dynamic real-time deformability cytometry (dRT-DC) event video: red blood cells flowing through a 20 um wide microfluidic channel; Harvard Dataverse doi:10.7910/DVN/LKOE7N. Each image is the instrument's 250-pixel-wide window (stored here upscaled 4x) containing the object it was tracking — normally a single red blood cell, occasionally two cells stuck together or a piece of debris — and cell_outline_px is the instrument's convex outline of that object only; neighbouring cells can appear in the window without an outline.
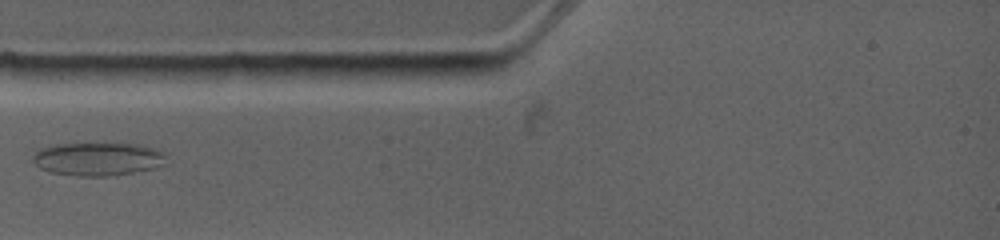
{"species": "common noctule bat (a hibernating species)", "species_latin": "Nyctalus noctula", "temperature_condition": "warm", "stored_images_in_passage": 6, "camera_frame_rate_fps": 4500, "um_per_image_px": 0.085, "animal": {"sex": "female", "body_mass_g": 19.0, "forearm_length_mm": 53.3}, "frame": {"image": 1, "passage_image": 4, "time_ms": 2.889, "image_size_px": [1000, 240], "cell_outline_px": [[164, 164], [152, 168], [132, 172], [108, 176], [76, 176], [52, 172], [40, 168], [32, 160], [32, 148], [56, 144], [136, 144], [156, 148], [164, 152]], "centroid_in_image_um": [8.22, 13.5], "position_along_channel_um": 76.8, "area_um2": 25.89}}
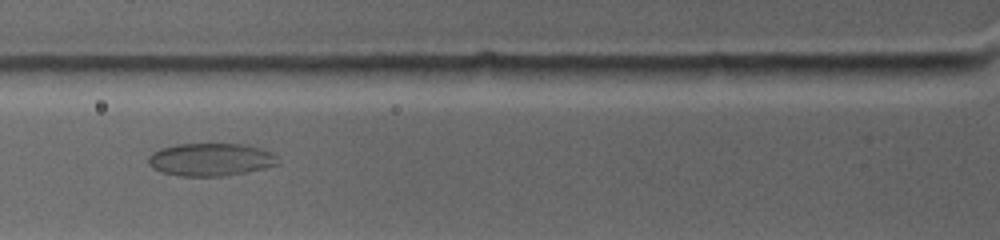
{"frame": {"image": 2, "passage_image": 5, "time_ms": 3.778, "image_size_px": [1000, 240], "cell_outline_px": [[276, 164], [264, 168], [224, 176], [184, 176], [164, 172], [152, 168], [148, 164], [148, 156], [152, 152], [160, 148], [176, 144], [248, 144], [272, 152], [276, 156]], "centroid_in_image_um": [17.87, 13.55], "position_along_channel_um": 107.9, "area_um2": 24.62}}
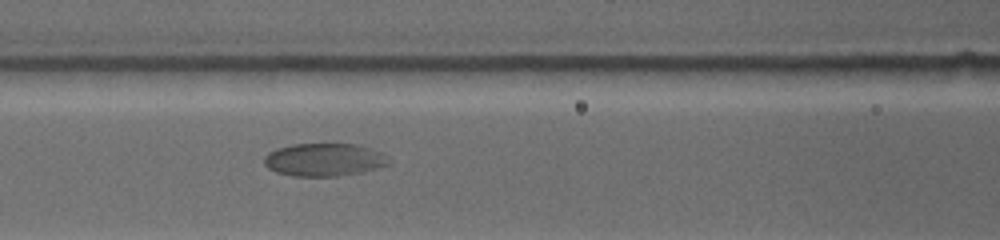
{"frame": {"image": 3, "passage_image": 6, "time_ms": 4.667, "image_size_px": [1000, 240], "cell_outline_px": [[392, 164], [360, 172], [336, 176], [292, 176], [276, 172], [268, 168], [264, 164], [264, 156], [268, 152], [276, 148], [292, 144], [356, 144], [372, 148], [380, 152], [392, 160]], "centroid_in_image_um": [27.55, 13.57], "position_along_channel_um": 139.0, "area_um2": 24.04}}